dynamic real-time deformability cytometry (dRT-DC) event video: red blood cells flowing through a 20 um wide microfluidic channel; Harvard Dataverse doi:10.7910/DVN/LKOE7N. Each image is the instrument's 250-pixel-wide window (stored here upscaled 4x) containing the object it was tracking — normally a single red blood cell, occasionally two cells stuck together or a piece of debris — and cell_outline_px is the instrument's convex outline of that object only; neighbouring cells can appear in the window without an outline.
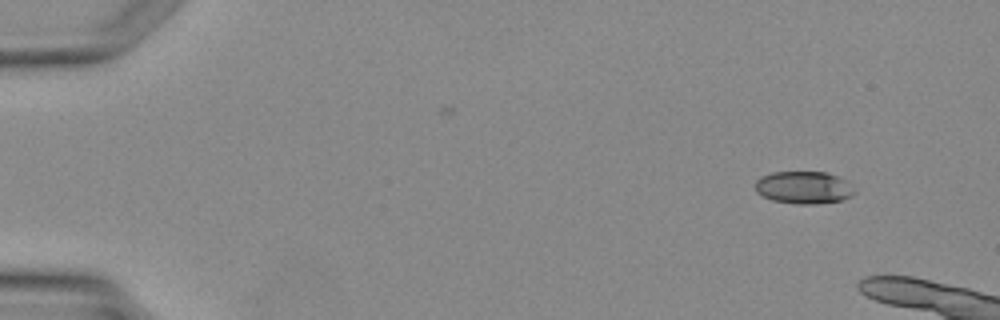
{"species": "Egyptian fruit bat (a non-hibernating species)", "species_latin": "Rousettus aegyptiacus", "temperature_condition": "warm", "stored_images_in_passage": 5, "camera_frame_rate_fps": 3000, "um_per_image_px": 0.085, "animal": {"sex": "female"}, "frame": {"image": 1, "passage_image": 1, "time_ms": 0.0, "image_size_px": [1000, 320], "cell_outline_px": [[856, 192], [852, 196], [840, 200], [812, 204], [796, 204], [772, 200], [756, 192], [756, 180], [760, 176], [772, 172], [824, 172], [836, 176], [844, 180]], "centroid_in_image_um": [68.28, 15.94], "position_along_channel_um": 16.7, "area_um2": 18.55}}